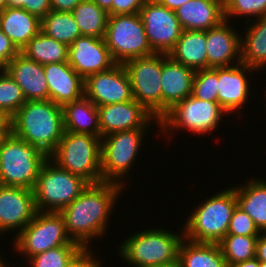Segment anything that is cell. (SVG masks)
<instances>
[{
    "instance_id": "8fae6325",
    "label": "cell",
    "mask_w": 266,
    "mask_h": 267,
    "mask_svg": "<svg viewBox=\"0 0 266 267\" xmlns=\"http://www.w3.org/2000/svg\"><path fill=\"white\" fill-rule=\"evenodd\" d=\"M13 239L14 250L28 260L49 249L78 244L67 235L62 214L52 211H37L32 221Z\"/></svg>"
},
{
    "instance_id": "ab89813d",
    "label": "cell",
    "mask_w": 266,
    "mask_h": 267,
    "mask_svg": "<svg viewBox=\"0 0 266 267\" xmlns=\"http://www.w3.org/2000/svg\"><path fill=\"white\" fill-rule=\"evenodd\" d=\"M148 0H113L112 15L137 14Z\"/></svg>"
},
{
    "instance_id": "7a4b0ae2",
    "label": "cell",
    "mask_w": 266,
    "mask_h": 267,
    "mask_svg": "<svg viewBox=\"0 0 266 267\" xmlns=\"http://www.w3.org/2000/svg\"><path fill=\"white\" fill-rule=\"evenodd\" d=\"M12 134L50 155L65 132L62 106L49 100L26 101L11 117Z\"/></svg>"
},
{
    "instance_id": "8d00e7d4",
    "label": "cell",
    "mask_w": 266,
    "mask_h": 267,
    "mask_svg": "<svg viewBox=\"0 0 266 267\" xmlns=\"http://www.w3.org/2000/svg\"><path fill=\"white\" fill-rule=\"evenodd\" d=\"M218 67L196 70L192 96L203 101L217 102Z\"/></svg>"
},
{
    "instance_id": "f907efd6",
    "label": "cell",
    "mask_w": 266,
    "mask_h": 267,
    "mask_svg": "<svg viewBox=\"0 0 266 267\" xmlns=\"http://www.w3.org/2000/svg\"><path fill=\"white\" fill-rule=\"evenodd\" d=\"M7 65L0 59V73L6 71Z\"/></svg>"
},
{
    "instance_id": "3957f363",
    "label": "cell",
    "mask_w": 266,
    "mask_h": 267,
    "mask_svg": "<svg viewBox=\"0 0 266 267\" xmlns=\"http://www.w3.org/2000/svg\"><path fill=\"white\" fill-rule=\"evenodd\" d=\"M182 232L148 228L124 238L119 246L121 260L132 267H155L178 262L179 247L184 239ZM181 233V235H180Z\"/></svg>"
},
{
    "instance_id": "484cf974",
    "label": "cell",
    "mask_w": 266,
    "mask_h": 267,
    "mask_svg": "<svg viewBox=\"0 0 266 267\" xmlns=\"http://www.w3.org/2000/svg\"><path fill=\"white\" fill-rule=\"evenodd\" d=\"M242 184L234 187L237 206L252 218L260 232H266V180L252 178Z\"/></svg>"
},
{
    "instance_id": "5bb4252c",
    "label": "cell",
    "mask_w": 266,
    "mask_h": 267,
    "mask_svg": "<svg viewBox=\"0 0 266 267\" xmlns=\"http://www.w3.org/2000/svg\"><path fill=\"white\" fill-rule=\"evenodd\" d=\"M84 96L96 106L133 100L131 81L123 64L88 76L84 80Z\"/></svg>"
},
{
    "instance_id": "ffe728a7",
    "label": "cell",
    "mask_w": 266,
    "mask_h": 267,
    "mask_svg": "<svg viewBox=\"0 0 266 267\" xmlns=\"http://www.w3.org/2000/svg\"><path fill=\"white\" fill-rule=\"evenodd\" d=\"M196 70L161 53L162 117L176 103L192 94Z\"/></svg>"
},
{
    "instance_id": "9c48e42d",
    "label": "cell",
    "mask_w": 266,
    "mask_h": 267,
    "mask_svg": "<svg viewBox=\"0 0 266 267\" xmlns=\"http://www.w3.org/2000/svg\"><path fill=\"white\" fill-rule=\"evenodd\" d=\"M104 39L117 64L155 53L148 42L139 13L109 15Z\"/></svg>"
},
{
    "instance_id": "d590c367",
    "label": "cell",
    "mask_w": 266,
    "mask_h": 267,
    "mask_svg": "<svg viewBox=\"0 0 266 267\" xmlns=\"http://www.w3.org/2000/svg\"><path fill=\"white\" fill-rule=\"evenodd\" d=\"M223 5L224 19L227 21L233 16L246 17L245 22L266 16V0H223Z\"/></svg>"
},
{
    "instance_id": "ee69618b",
    "label": "cell",
    "mask_w": 266,
    "mask_h": 267,
    "mask_svg": "<svg viewBox=\"0 0 266 267\" xmlns=\"http://www.w3.org/2000/svg\"><path fill=\"white\" fill-rule=\"evenodd\" d=\"M11 133V118L0 116V147Z\"/></svg>"
},
{
    "instance_id": "74e56055",
    "label": "cell",
    "mask_w": 266,
    "mask_h": 267,
    "mask_svg": "<svg viewBox=\"0 0 266 267\" xmlns=\"http://www.w3.org/2000/svg\"><path fill=\"white\" fill-rule=\"evenodd\" d=\"M261 232L252 218L237 205L233 210L227 235L259 236Z\"/></svg>"
},
{
    "instance_id": "6da1fadb",
    "label": "cell",
    "mask_w": 266,
    "mask_h": 267,
    "mask_svg": "<svg viewBox=\"0 0 266 267\" xmlns=\"http://www.w3.org/2000/svg\"><path fill=\"white\" fill-rule=\"evenodd\" d=\"M124 188L112 182L89 184L72 203L60 211L69 238L83 249H91L92 240L105 236L110 215Z\"/></svg>"
},
{
    "instance_id": "7c38bea8",
    "label": "cell",
    "mask_w": 266,
    "mask_h": 267,
    "mask_svg": "<svg viewBox=\"0 0 266 267\" xmlns=\"http://www.w3.org/2000/svg\"><path fill=\"white\" fill-rule=\"evenodd\" d=\"M133 98L158 120L162 118L161 53L127 60Z\"/></svg>"
},
{
    "instance_id": "f5cc1de1",
    "label": "cell",
    "mask_w": 266,
    "mask_h": 267,
    "mask_svg": "<svg viewBox=\"0 0 266 267\" xmlns=\"http://www.w3.org/2000/svg\"><path fill=\"white\" fill-rule=\"evenodd\" d=\"M155 267H180L179 266V263H172V264H169V265H164V266H155Z\"/></svg>"
},
{
    "instance_id": "1f68e13d",
    "label": "cell",
    "mask_w": 266,
    "mask_h": 267,
    "mask_svg": "<svg viewBox=\"0 0 266 267\" xmlns=\"http://www.w3.org/2000/svg\"><path fill=\"white\" fill-rule=\"evenodd\" d=\"M41 32L66 45L81 36V31L71 12L51 10L41 19Z\"/></svg>"
},
{
    "instance_id": "836d02e7",
    "label": "cell",
    "mask_w": 266,
    "mask_h": 267,
    "mask_svg": "<svg viewBox=\"0 0 266 267\" xmlns=\"http://www.w3.org/2000/svg\"><path fill=\"white\" fill-rule=\"evenodd\" d=\"M26 99L20 86L7 72L0 73V116L11 118L24 104Z\"/></svg>"
},
{
    "instance_id": "d6986e66",
    "label": "cell",
    "mask_w": 266,
    "mask_h": 267,
    "mask_svg": "<svg viewBox=\"0 0 266 267\" xmlns=\"http://www.w3.org/2000/svg\"><path fill=\"white\" fill-rule=\"evenodd\" d=\"M229 23L224 20L218 26L206 30L208 68L241 63V35Z\"/></svg>"
},
{
    "instance_id": "44dd1931",
    "label": "cell",
    "mask_w": 266,
    "mask_h": 267,
    "mask_svg": "<svg viewBox=\"0 0 266 267\" xmlns=\"http://www.w3.org/2000/svg\"><path fill=\"white\" fill-rule=\"evenodd\" d=\"M44 72L49 99L55 104L63 106L84 96V79L68 62L46 64Z\"/></svg>"
},
{
    "instance_id": "4dcf8cb0",
    "label": "cell",
    "mask_w": 266,
    "mask_h": 267,
    "mask_svg": "<svg viewBox=\"0 0 266 267\" xmlns=\"http://www.w3.org/2000/svg\"><path fill=\"white\" fill-rule=\"evenodd\" d=\"M71 13L79 26L81 35L104 38L109 14L93 0H83Z\"/></svg>"
},
{
    "instance_id": "f546056e",
    "label": "cell",
    "mask_w": 266,
    "mask_h": 267,
    "mask_svg": "<svg viewBox=\"0 0 266 267\" xmlns=\"http://www.w3.org/2000/svg\"><path fill=\"white\" fill-rule=\"evenodd\" d=\"M68 45L48 37L43 32L34 36L20 51L39 64L68 62Z\"/></svg>"
},
{
    "instance_id": "681fc988",
    "label": "cell",
    "mask_w": 266,
    "mask_h": 267,
    "mask_svg": "<svg viewBox=\"0 0 266 267\" xmlns=\"http://www.w3.org/2000/svg\"><path fill=\"white\" fill-rule=\"evenodd\" d=\"M6 7H8L7 0H0V11H3Z\"/></svg>"
},
{
    "instance_id": "30bf717a",
    "label": "cell",
    "mask_w": 266,
    "mask_h": 267,
    "mask_svg": "<svg viewBox=\"0 0 266 267\" xmlns=\"http://www.w3.org/2000/svg\"><path fill=\"white\" fill-rule=\"evenodd\" d=\"M148 129H133L101 137V172L103 182L123 186L130 168L135 164ZM142 142V143H141Z\"/></svg>"
},
{
    "instance_id": "e575fe53",
    "label": "cell",
    "mask_w": 266,
    "mask_h": 267,
    "mask_svg": "<svg viewBox=\"0 0 266 267\" xmlns=\"http://www.w3.org/2000/svg\"><path fill=\"white\" fill-rule=\"evenodd\" d=\"M82 250L79 244L62 245L31 257L27 264L31 267H67Z\"/></svg>"
},
{
    "instance_id": "ba28073f",
    "label": "cell",
    "mask_w": 266,
    "mask_h": 267,
    "mask_svg": "<svg viewBox=\"0 0 266 267\" xmlns=\"http://www.w3.org/2000/svg\"><path fill=\"white\" fill-rule=\"evenodd\" d=\"M224 114L228 115L218 102L203 101L190 95L168 110L159 120V128L171 138L172 132L183 129L196 135H209L219 127Z\"/></svg>"
},
{
    "instance_id": "e0dca14e",
    "label": "cell",
    "mask_w": 266,
    "mask_h": 267,
    "mask_svg": "<svg viewBox=\"0 0 266 267\" xmlns=\"http://www.w3.org/2000/svg\"><path fill=\"white\" fill-rule=\"evenodd\" d=\"M68 63L84 80L117 64L104 38L85 35L79 36L69 45Z\"/></svg>"
},
{
    "instance_id": "bcb514c9",
    "label": "cell",
    "mask_w": 266,
    "mask_h": 267,
    "mask_svg": "<svg viewBox=\"0 0 266 267\" xmlns=\"http://www.w3.org/2000/svg\"><path fill=\"white\" fill-rule=\"evenodd\" d=\"M160 5L165 6L171 10H176L184 3H187L190 0H156Z\"/></svg>"
},
{
    "instance_id": "4fadbf2b",
    "label": "cell",
    "mask_w": 266,
    "mask_h": 267,
    "mask_svg": "<svg viewBox=\"0 0 266 267\" xmlns=\"http://www.w3.org/2000/svg\"><path fill=\"white\" fill-rule=\"evenodd\" d=\"M151 49L155 53L168 54L180 38L183 29L176 12L148 0L139 11Z\"/></svg>"
},
{
    "instance_id": "ac0fdd59",
    "label": "cell",
    "mask_w": 266,
    "mask_h": 267,
    "mask_svg": "<svg viewBox=\"0 0 266 267\" xmlns=\"http://www.w3.org/2000/svg\"><path fill=\"white\" fill-rule=\"evenodd\" d=\"M257 70L244 63L218 67V104L228 113L241 110L250 96V82L247 73Z\"/></svg>"
},
{
    "instance_id": "b9f144b4",
    "label": "cell",
    "mask_w": 266,
    "mask_h": 267,
    "mask_svg": "<svg viewBox=\"0 0 266 267\" xmlns=\"http://www.w3.org/2000/svg\"><path fill=\"white\" fill-rule=\"evenodd\" d=\"M20 51L0 29V59L7 65Z\"/></svg>"
},
{
    "instance_id": "8992f818",
    "label": "cell",
    "mask_w": 266,
    "mask_h": 267,
    "mask_svg": "<svg viewBox=\"0 0 266 267\" xmlns=\"http://www.w3.org/2000/svg\"><path fill=\"white\" fill-rule=\"evenodd\" d=\"M48 158L39 146L11 133L0 147V184L33 190L41 166Z\"/></svg>"
},
{
    "instance_id": "c3c4849f",
    "label": "cell",
    "mask_w": 266,
    "mask_h": 267,
    "mask_svg": "<svg viewBox=\"0 0 266 267\" xmlns=\"http://www.w3.org/2000/svg\"><path fill=\"white\" fill-rule=\"evenodd\" d=\"M232 267H260V261L255 257L253 259L237 263Z\"/></svg>"
},
{
    "instance_id": "4316f807",
    "label": "cell",
    "mask_w": 266,
    "mask_h": 267,
    "mask_svg": "<svg viewBox=\"0 0 266 267\" xmlns=\"http://www.w3.org/2000/svg\"><path fill=\"white\" fill-rule=\"evenodd\" d=\"M245 25V33L241 35V62L258 72L266 71V16Z\"/></svg>"
},
{
    "instance_id": "7dc6e473",
    "label": "cell",
    "mask_w": 266,
    "mask_h": 267,
    "mask_svg": "<svg viewBox=\"0 0 266 267\" xmlns=\"http://www.w3.org/2000/svg\"><path fill=\"white\" fill-rule=\"evenodd\" d=\"M98 7L112 15V1L113 0H93Z\"/></svg>"
},
{
    "instance_id": "d4e9b609",
    "label": "cell",
    "mask_w": 266,
    "mask_h": 267,
    "mask_svg": "<svg viewBox=\"0 0 266 267\" xmlns=\"http://www.w3.org/2000/svg\"><path fill=\"white\" fill-rule=\"evenodd\" d=\"M168 56L194 70L208 69L206 31L183 30Z\"/></svg>"
},
{
    "instance_id": "60d3db41",
    "label": "cell",
    "mask_w": 266,
    "mask_h": 267,
    "mask_svg": "<svg viewBox=\"0 0 266 267\" xmlns=\"http://www.w3.org/2000/svg\"><path fill=\"white\" fill-rule=\"evenodd\" d=\"M93 252L91 249H83L67 267H102L101 260L99 261V258L97 260V255L95 256Z\"/></svg>"
},
{
    "instance_id": "277c9868",
    "label": "cell",
    "mask_w": 266,
    "mask_h": 267,
    "mask_svg": "<svg viewBox=\"0 0 266 267\" xmlns=\"http://www.w3.org/2000/svg\"><path fill=\"white\" fill-rule=\"evenodd\" d=\"M236 205L234 185L209 196L185 218L184 238L192 242L218 244L227 235Z\"/></svg>"
},
{
    "instance_id": "f1b7e54d",
    "label": "cell",
    "mask_w": 266,
    "mask_h": 267,
    "mask_svg": "<svg viewBox=\"0 0 266 267\" xmlns=\"http://www.w3.org/2000/svg\"><path fill=\"white\" fill-rule=\"evenodd\" d=\"M180 267H227L219 244L183 239L179 247Z\"/></svg>"
},
{
    "instance_id": "d6a6232c",
    "label": "cell",
    "mask_w": 266,
    "mask_h": 267,
    "mask_svg": "<svg viewBox=\"0 0 266 267\" xmlns=\"http://www.w3.org/2000/svg\"><path fill=\"white\" fill-rule=\"evenodd\" d=\"M258 237L226 235L218 244L227 267L255 258Z\"/></svg>"
},
{
    "instance_id": "f6af8a7d",
    "label": "cell",
    "mask_w": 266,
    "mask_h": 267,
    "mask_svg": "<svg viewBox=\"0 0 266 267\" xmlns=\"http://www.w3.org/2000/svg\"><path fill=\"white\" fill-rule=\"evenodd\" d=\"M255 257L259 261L266 262V232H261V234L258 237Z\"/></svg>"
},
{
    "instance_id": "603a6c76",
    "label": "cell",
    "mask_w": 266,
    "mask_h": 267,
    "mask_svg": "<svg viewBox=\"0 0 266 267\" xmlns=\"http://www.w3.org/2000/svg\"><path fill=\"white\" fill-rule=\"evenodd\" d=\"M175 12L183 30L206 31L225 20L223 0H190Z\"/></svg>"
},
{
    "instance_id": "5b68a950",
    "label": "cell",
    "mask_w": 266,
    "mask_h": 267,
    "mask_svg": "<svg viewBox=\"0 0 266 267\" xmlns=\"http://www.w3.org/2000/svg\"><path fill=\"white\" fill-rule=\"evenodd\" d=\"M49 158L89 184L102 183L101 137L65 131Z\"/></svg>"
},
{
    "instance_id": "2e32d148",
    "label": "cell",
    "mask_w": 266,
    "mask_h": 267,
    "mask_svg": "<svg viewBox=\"0 0 266 267\" xmlns=\"http://www.w3.org/2000/svg\"><path fill=\"white\" fill-rule=\"evenodd\" d=\"M36 213L33 190L0 184V236L6 231L17 235Z\"/></svg>"
},
{
    "instance_id": "f35d334b",
    "label": "cell",
    "mask_w": 266,
    "mask_h": 267,
    "mask_svg": "<svg viewBox=\"0 0 266 267\" xmlns=\"http://www.w3.org/2000/svg\"><path fill=\"white\" fill-rule=\"evenodd\" d=\"M7 2L8 7L23 8L40 19L52 10L50 0H7Z\"/></svg>"
},
{
    "instance_id": "816d5d0a",
    "label": "cell",
    "mask_w": 266,
    "mask_h": 267,
    "mask_svg": "<svg viewBox=\"0 0 266 267\" xmlns=\"http://www.w3.org/2000/svg\"><path fill=\"white\" fill-rule=\"evenodd\" d=\"M3 257L4 256L2 254H0V267H7V263L5 262V260L3 259Z\"/></svg>"
},
{
    "instance_id": "52a82bcc",
    "label": "cell",
    "mask_w": 266,
    "mask_h": 267,
    "mask_svg": "<svg viewBox=\"0 0 266 267\" xmlns=\"http://www.w3.org/2000/svg\"><path fill=\"white\" fill-rule=\"evenodd\" d=\"M89 183L68 172L50 158L41 166L33 189L37 211L60 212L72 203Z\"/></svg>"
},
{
    "instance_id": "83f0119b",
    "label": "cell",
    "mask_w": 266,
    "mask_h": 267,
    "mask_svg": "<svg viewBox=\"0 0 266 267\" xmlns=\"http://www.w3.org/2000/svg\"><path fill=\"white\" fill-rule=\"evenodd\" d=\"M65 131L101 137L97 106L88 98L68 102L62 106Z\"/></svg>"
},
{
    "instance_id": "9a60e30c",
    "label": "cell",
    "mask_w": 266,
    "mask_h": 267,
    "mask_svg": "<svg viewBox=\"0 0 266 267\" xmlns=\"http://www.w3.org/2000/svg\"><path fill=\"white\" fill-rule=\"evenodd\" d=\"M97 109L101 137L126 130L150 129L153 122L159 127V120L135 99L97 106Z\"/></svg>"
},
{
    "instance_id": "db71d44e",
    "label": "cell",
    "mask_w": 266,
    "mask_h": 267,
    "mask_svg": "<svg viewBox=\"0 0 266 267\" xmlns=\"http://www.w3.org/2000/svg\"><path fill=\"white\" fill-rule=\"evenodd\" d=\"M260 267H266V262L265 261H260Z\"/></svg>"
},
{
    "instance_id": "7bdbcfd3",
    "label": "cell",
    "mask_w": 266,
    "mask_h": 267,
    "mask_svg": "<svg viewBox=\"0 0 266 267\" xmlns=\"http://www.w3.org/2000/svg\"><path fill=\"white\" fill-rule=\"evenodd\" d=\"M50 1L52 10L71 12L83 0H50Z\"/></svg>"
},
{
    "instance_id": "7402d4cb",
    "label": "cell",
    "mask_w": 266,
    "mask_h": 267,
    "mask_svg": "<svg viewBox=\"0 0 266 267\" xmlns=\"http://www.w3.org/2000/svg\"><path fill=\"white\" fill-rule=\"evenodd\" d=\"M6 71L20 86L26 101L49 100L44 65L20 52L7 64Z\"/></svg>"
},
{
    "instance_id": "cb8c5ba5",
    "label": "cell",
    "mask_w": 266,
    "mask_h": 267,
    "mask_svg": "<svg viewBox=\"0 0 266 267\" xmlns=\"http://www.w3.org/2000/svg\"><path fill=\"white\" fill-rule=\"evenodd\" d=\"M0 29L19 51L41 32V19L23 8L6 7L2 11Z\"/></svg>"
}]
</instances>
